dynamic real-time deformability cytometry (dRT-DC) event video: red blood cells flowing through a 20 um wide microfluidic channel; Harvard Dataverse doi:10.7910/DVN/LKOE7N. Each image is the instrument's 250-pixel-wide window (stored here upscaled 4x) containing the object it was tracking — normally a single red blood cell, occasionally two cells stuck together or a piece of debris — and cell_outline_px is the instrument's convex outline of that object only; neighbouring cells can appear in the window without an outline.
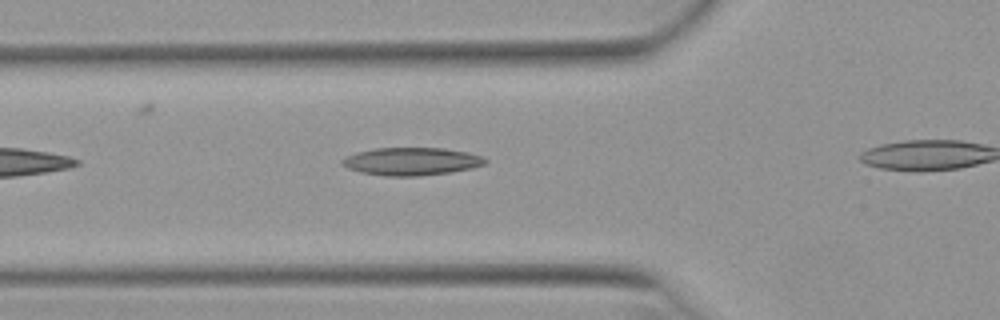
{"species": "Egyptian fruit bat (a non-hibernating species)", "species_latin": "Rousettus aegyptiacus", "temperature_condition": "warm", "stored_images_in_passage": 19, "camera_frame_rate_fps": 3000, "um_per_image_px": 0.085, "animal": {"sex": "female"}, "frame": {"image": 1, "passage_image": 3, "time_ms": 0.667, "image_size_px": [1000, 320], "cell_outline_px": [[488, 160], [484, 164], [472, 168], [448, 172], [420, 176], [384, 176], [360, 172], [348, 168], [340, 164], [340, 160], [344, 156], [356, 152], [376, 148], [444, 148], [468, 152], [484, 156]], "centroid_in_image_um": [34.95, 13.71], "position_along_channel_um": 90.9, "area_um2": 23.35}}
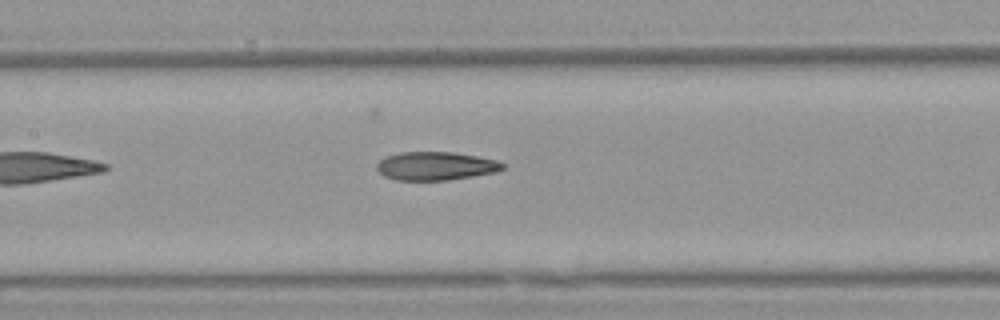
{"frame": {"image": 2, "passage_image": 9, "time_ms": 2.667, "image_size_px": [1000, 320], "cell_outline_px": [[504, 168], [496, 172], [448, 180], [396, 180], [384, 176], [376, 168], [376, 164], [384, 156], [400, 152], [452, 152], [500, 160], [504, 164]], "centroid_in_image_um": [37.02, 14.1], "position_along_channel_um": 170.4, "area_um2": 20.92}}
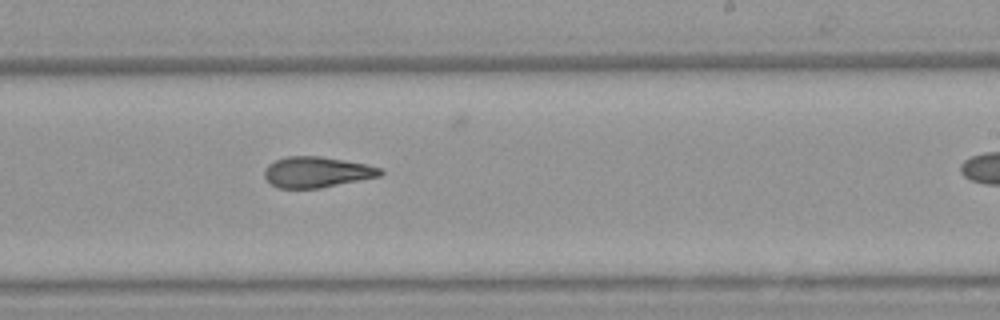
{"frame": {"image": 3, "passage_image": 16, "time_ms": 5.0, "image_size_px": [1000, 320], "cell_outline_px": [[384, 172], [380, 176], [320, 188], [280, 188], [272, 184], [264, 176], [264, 172], [268, 164], [276, 160], [288, 156], [320, 156], [368, 164], [380, 168]], "centroid_in_image_um": [26.94, 14.62], "position_along_channel_um": 262.1, "area_um2": 20.63}}